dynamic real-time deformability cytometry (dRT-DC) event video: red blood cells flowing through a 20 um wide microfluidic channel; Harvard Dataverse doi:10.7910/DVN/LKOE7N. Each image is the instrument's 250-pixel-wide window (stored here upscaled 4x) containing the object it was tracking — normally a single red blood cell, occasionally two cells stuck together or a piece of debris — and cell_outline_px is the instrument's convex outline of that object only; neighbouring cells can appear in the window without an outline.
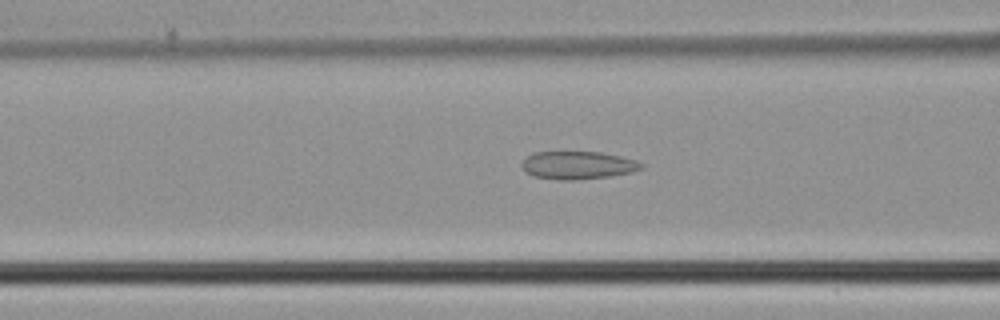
{"species": "common noctule bat (a hibernating species)", "species_latin": "Nyctalus noctula", "temperature_condition": "cold", "stored_images_in_passage": 33, "camera_frame_rate_fps": 3000, "um_per_image_px": 0.085, "animal": {"sex": "male", "body_mass_g": 21.5, "forearm_length_mm": 52.0}, "frame": {"image": 1, "passage_image": 19, "time_ms": 6.0, "image_size_px": [1000, 320], "cell_outline_px": [[644, 168], [632, 172], [608, 176], [572, 180], [560, 180], [532, 176], [524, 172], [520, 164], [532, 152], [600, 152], [620, 156], [636, 160], [644, 164]], "centroid_in_image_um": [49.09, 14.04], "position_along_channel_um": 117.5, "area_um2": 19.48}}
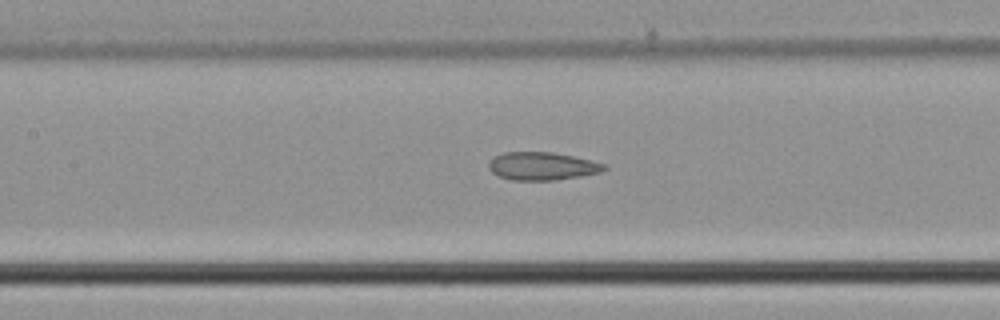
{"frame": {"image": 2, "passage_image": 22, "time_ms": 7.0, "image_size_px": [1000, 320], "cell_outline_px": [[608, 168], [600, 172], [580, 176], [552, 180], [512, 180], [500, 176], [492, 172], [488, 168], [488, 164], [492, 156], [504, 152], [552, 152], [592, 160], [608, 164]], "centroid_in_image_um": [46.08, 14.11], "position_along_channel_um": 161.3, "area_um2": 18.9}}